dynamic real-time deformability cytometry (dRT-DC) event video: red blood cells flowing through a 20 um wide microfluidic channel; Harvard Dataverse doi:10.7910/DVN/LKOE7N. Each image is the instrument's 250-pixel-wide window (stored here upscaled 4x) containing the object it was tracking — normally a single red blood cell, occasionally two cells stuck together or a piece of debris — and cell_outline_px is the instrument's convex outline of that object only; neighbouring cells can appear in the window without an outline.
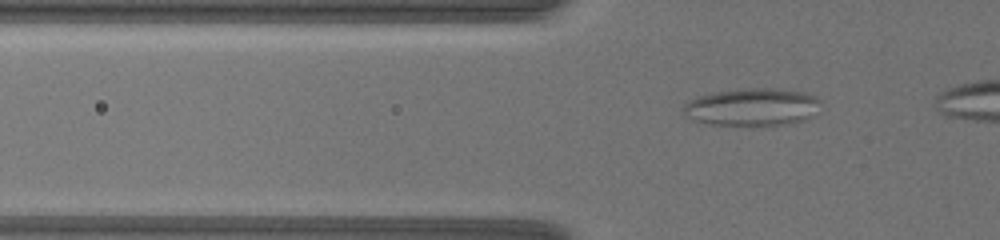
{"species": "common noctule bat (a hibernating species)", "species_latin": "Nyctalus noctula", "temperature_condition": "warm", "stored_images_in_passage": 54, "segment_of_instrument_passage": [1, 2], "camera_frame_rate_fps": 3000, "um_per_image_px": 0.085, "animal": {"sex": "female", "body_mass_g": 19.5, "forearm_length_mm": 54.1}, "frame": {"image": 1, "passage_image": 19, "time_ms": 6.0, "image_size_px": [1000, 240], "cell_outline_px": [[820, 100], [812, 116], [804, 120], [764, 128], [708, 124], [692, 120], [684, 116], [680, 108], [684, 104], [700, 96], [716, 92], [748, 88], [768, 88], [800, 92], [812, 96]], "centroid_in_image_um": [63.85, 9.15], "position_along_channel_um": 62.0, "area_um2": 30.4}}
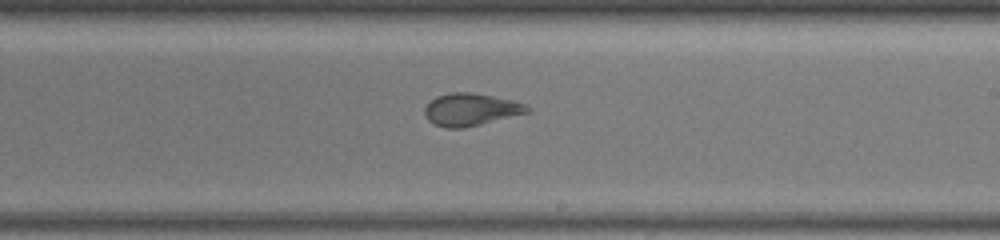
{"frame": {"image": 2, "passage_image": 37, "time_ms": 12.0, "image_size_px": [1000, 240], "cell_outline_px": [[532, 112], [464, 128], [444, 128], [432, 124], [428, 120], [424, 112], [424, 108], [436, 96], [452, 92], [472, 92], [512, 100], [524, 104], [532, 108]], "centroid_in_image_um": [40.03, 9.32], "position_along_channel_um": 249.0, "area_um2": 19.54}}
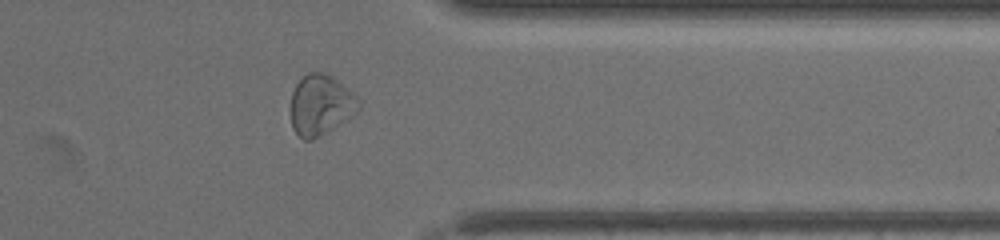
{"frame": {"image": 3, "passage_image": 50, "time_ms": 16.333, "image_size_px": [1000, 240], "cell_outline_px": [[360, 108], [356, 112], [332, 128], [312, 140], [304, 140], [292, 128], [292, 92], [296, 84], [308, 72], [320, 72], [332, 76], [352, 92], [360, 100]], "centroid_in_image_um": [27.26, 8.91], "position_along_channel_um": 384.1, "area_um2": 23.41}}